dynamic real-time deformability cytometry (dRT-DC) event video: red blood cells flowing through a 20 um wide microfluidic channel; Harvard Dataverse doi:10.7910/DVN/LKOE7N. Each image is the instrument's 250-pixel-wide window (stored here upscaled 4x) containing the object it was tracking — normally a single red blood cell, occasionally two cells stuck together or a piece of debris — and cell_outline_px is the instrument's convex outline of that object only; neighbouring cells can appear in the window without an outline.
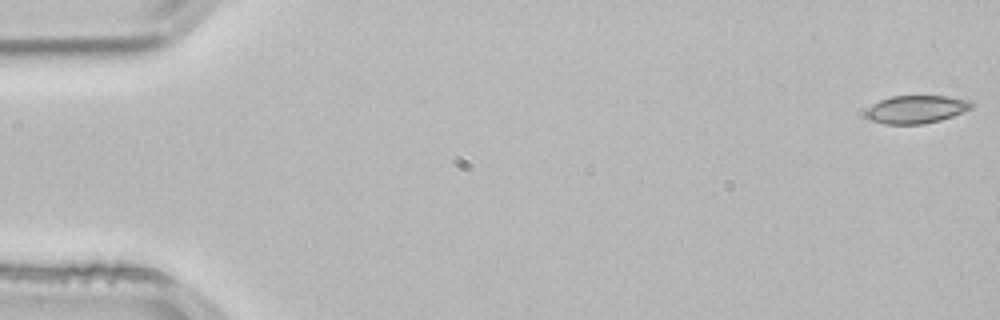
{"species": "common noctule bat (a hibernating species)", "species_latin": "Nyctalus noctula", "temperature_condition": "room temperature", "stored_images_in_passage": 53, "camera_frame_rate_fps": 3000, "um_per_image_px": 0.085, "animal": {"sex": "male", "body_mass_g": 21.5, "forearm_length_mm": 52.0}, "frame": {"image": 1, "passage_image": 1, "time_ms": 0.0, "image_size_px": [1000, 320], "cell_outline_px": [[976, 104], [972, 108], [964, 112], [940, 120], [924, 124], [884, 124], [872, 120], [864, 116], [864, 112], [872, 104], [880, 100], [892, 96], [948, 96], [968, 100]], "centroid_in_image_um": [77.89, 9.29], "position_along_channel_um": 7.1, "area_um2": 17.34}}
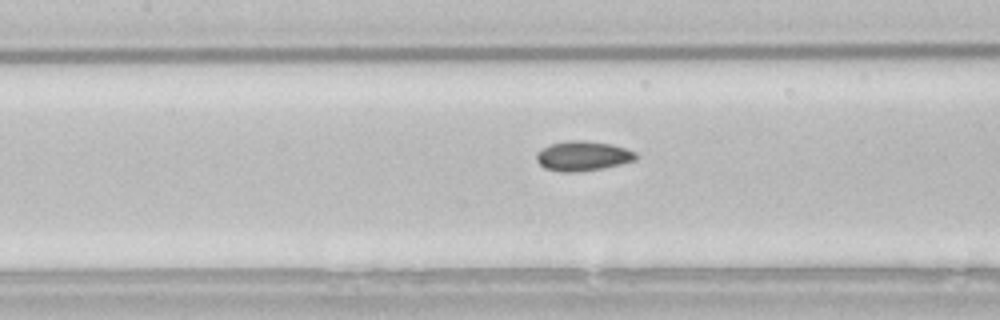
{"frame": {"image": 2, "passage_image": 24, "time_ms": 7.667, "image_size_px": [1000, 320], "cell_outline_px": [[640, 156], [636, 160], [604, 168], [576, 172], [564, 172], [544, 168], [536, 160], [536, 152], [548, 144], [568, 140], [584, 140], [612, 144], [636, 152]], "centroid_in_image_um": [49.54, 13.25], "position_along_channel_um": 157.9, "area_um2": 17.46}}
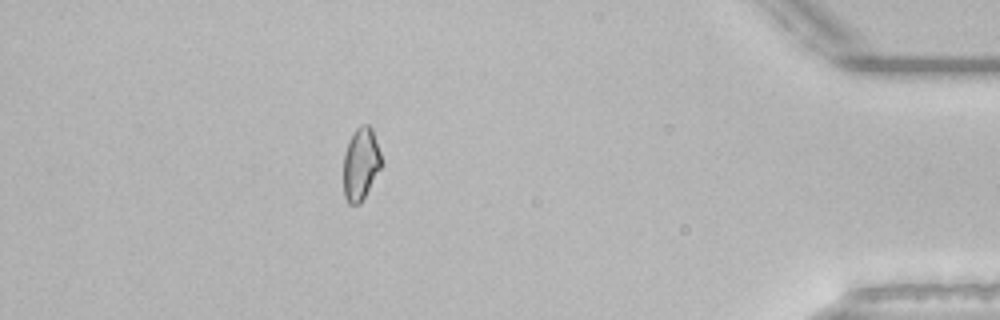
{"frame": {"image": 3, "passage_image": 47, "time_ms": 15.333, "image_size_px": [1000, 320], "cell_outline_px": [[384, 164], [360, 204], [348, 204], [344, 196], [344, 152], [356, 128], [360, 124], [368, 124], [372, 128]], "centroid_in_image_um": [30.69, 13.94], "position_along_channel_um": 404.5, "area_um2": 16.13}, "authors_computed_cell_mechanics": {"area_um2": 16.8198, "velocity_mm_per_s": 3.8519, "shape_relaxation_time_tau1_ms": null, "shape_relaxation_time_tau2_ms": 5.9788, "deformation_change_tau1": null, "deformation_change_tau2": 0.0837}}